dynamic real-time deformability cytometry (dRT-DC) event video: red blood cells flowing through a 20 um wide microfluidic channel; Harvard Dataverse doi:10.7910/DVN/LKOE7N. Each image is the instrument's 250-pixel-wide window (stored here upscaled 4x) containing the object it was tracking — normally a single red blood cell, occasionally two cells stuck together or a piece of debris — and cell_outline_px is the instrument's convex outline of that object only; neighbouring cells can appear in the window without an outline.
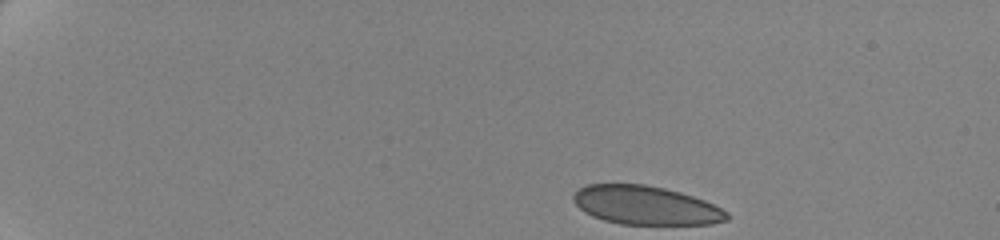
{"species": "human", "species_latin": "Homo sapiens", "temperature_condition": "cold", "stored_images_in_passage": 50, "camera_frame_rate_fps": 3000, "um_per_image_px": 0.085, "donor": {"sex": "female"}, "frame": {"image": 1, "passage_image": 1, "time_ms": 0.0, "image_size_px": [1000, 240], "cell_outline_px": [[732, 216], [728, 220], [712, 224], [620, 224], [604, 220], [592, 216], [584, 212], [572, 200], [572, 196], [580, 188], [588, 184], [644, 184], [664, 188], [680, 192], [704, 200], [728, 212]], "centroid_in_image_um": [54.9, 17.46], "position_along_channel_um": 30.1, "area_um2": 34.62}}
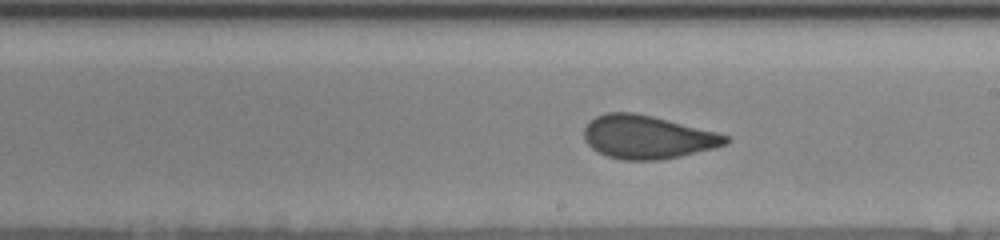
{"frame": {"image": 2, "passage_image": 28, "time_ms": 9.0, "image_size_px": [1000, 240], "cell_outline_px": [[732, 140], [728, 144], [716, 148], [680, 156], [660, 160], [624, 160], [608, 156], [592, 148], [584, 140], [584, 128], [596, 116], [608, 112], [632, 112], [652, 116], [732, 136]], "centroid_in_image_um": [55.08, 11.66], "position_along_channel_um": 233.9, "area_um2": 35.72}}
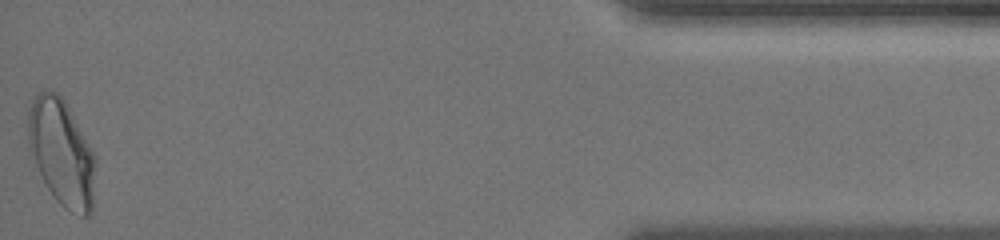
{"frame": {"image": 3, "passage_image": 50, "time_ms": 16.333, "image_size_px": [1000, 240], "cell_outline_px": [[96, 164], [92, 212], [88, 216], [80, 216], [64, 208], [56, 200], [48, 188], [28, 152], [28, 112], [32, 100], [44, 88], [56, 92], [64, 100], [96, 156]], "centroid_in_image_um": [5.24, 12.99], "position_along_channel_um": 430.0, "area_um2": 42.02}, "authors_computed_cell_mechanics": {"area_um2": 36.3562, "velocity_mm_per_s": 3.4877, "shape_relaxation_time_tau1_ms": 9.9887, "shape_relaxation_time_tau2_ms": null, "deformation_change_tau1": 0.1735, "deformation_change_tau2": null}}